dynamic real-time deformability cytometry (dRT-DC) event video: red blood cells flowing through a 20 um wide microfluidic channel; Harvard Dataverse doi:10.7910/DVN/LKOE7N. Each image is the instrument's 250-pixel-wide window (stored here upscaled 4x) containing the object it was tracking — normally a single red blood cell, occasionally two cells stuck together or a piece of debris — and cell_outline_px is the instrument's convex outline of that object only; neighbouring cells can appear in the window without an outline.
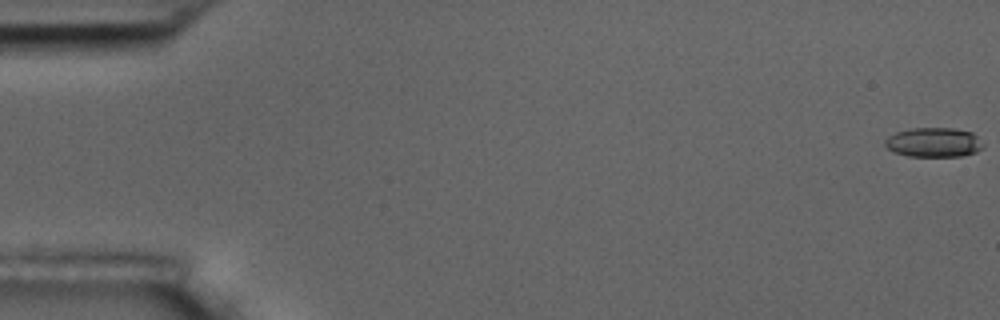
{"species": "common noctule bat (a hibernating species)", "species_latin": "Nyctalus noctula", "temperature_condition": "room temperature", "stored_images_in_passage": 6, "camera_frame_rate_fps": 3000, "um_per_image_px": 0.085, "animal": {"sex": "male", "body_mass_g": 17.5, "forearm_length_mm": 52.3}, "frame": {"image": 1, "passage_image": 1, "time_ms": 0.0, "image_size_px": [1000, 320], "cell_outline_px": [[984, 144], [976, 152], [964, 156], [908, 156], [892, 152], [884, 144], [884, 140], [888, 136], [896, 132], [912, 128], [952, 128], [972, 132]], "centroid_in_image_um": [79.34, 12.1], "position_along_channel_um": 5.7, "area_um2": 16.88}}
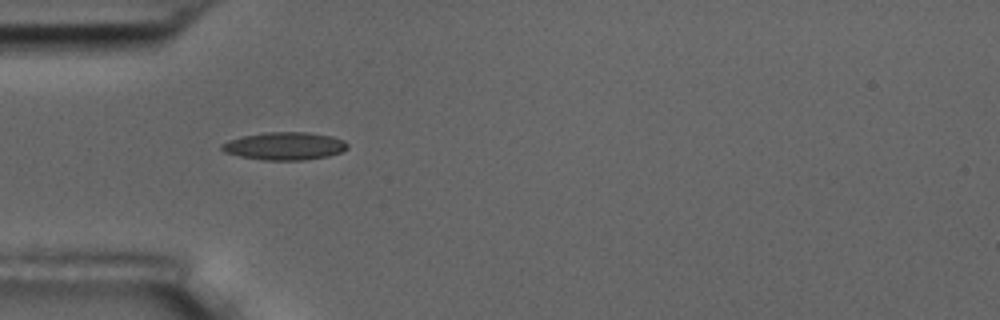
{"frame": {"image": 2, "passage_image": 5, "time_ms": 5.667, "image_size_px": [1000, 320], "cell_outline_px": [[348, 148], [340, 152], [328, 156], [304, 160], [264, 160], [240, 156], [224, 152], [220, 148], [220, 144], [228, 140], [244, 136], [264, 132], [308, 132], [332, 136], [344, 140], [348, 144]], "centroid_in_image_um": [24.19, 12.41], "position_along_channel_um": 60.8, "area_um2": 20.4}}